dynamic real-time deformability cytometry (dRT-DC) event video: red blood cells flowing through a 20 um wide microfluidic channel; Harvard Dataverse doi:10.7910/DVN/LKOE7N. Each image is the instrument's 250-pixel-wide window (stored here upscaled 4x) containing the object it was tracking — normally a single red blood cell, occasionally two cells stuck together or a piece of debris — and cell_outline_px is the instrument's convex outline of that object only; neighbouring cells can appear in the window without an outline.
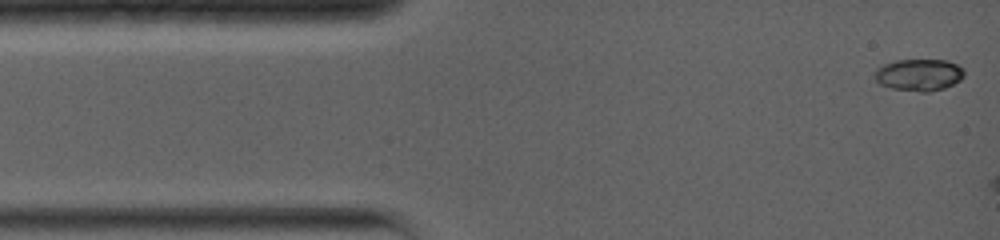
{"species": "common noctule bat (a hibernating species)", "species_latin": "Nyctalus noctula", "temperature_condition": "warm", "stored_images_in_passage": 4, "camera_frame_rate_fps": 5000, "um_per_image_px": 0.085, "animal": {"sex": "female", "body_mass_g": 19.0, "forearm_length_mm": 56.7}, "frame": {"image": 1, "passage_image": 1, "time_ms": 0.0, "image_size_px": [1000, 240], "cell_outline_px": [[964, 76], [960, 80], [944, 88], [928, 92], [920, 92], [892, 88], [880, 84], [876, 80], [876, 68], [884, 64], [896, 60], [948, 60], [964, 68]], "centroid_in_image_um": [78.13, 6.36], "position_along_channel_um": 6.9, "area_um2": 16.59}}